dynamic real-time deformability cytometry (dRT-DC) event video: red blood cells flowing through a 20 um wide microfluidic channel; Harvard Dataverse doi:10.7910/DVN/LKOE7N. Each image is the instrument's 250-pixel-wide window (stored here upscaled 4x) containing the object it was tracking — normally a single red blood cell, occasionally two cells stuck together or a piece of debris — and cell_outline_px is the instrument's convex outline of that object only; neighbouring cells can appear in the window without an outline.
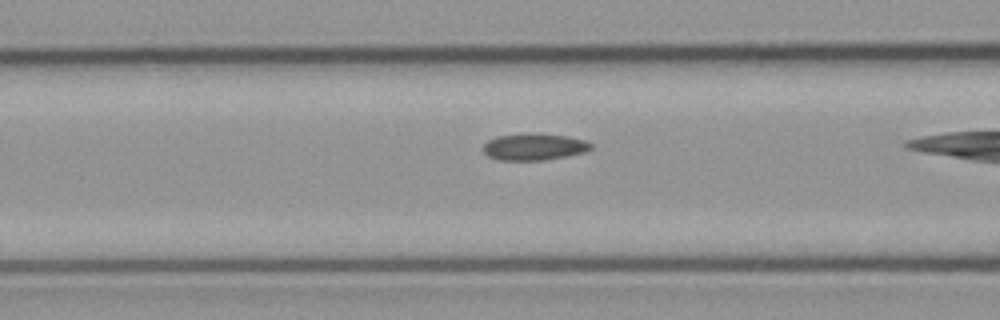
{"species": "common noctule bat (a hibernating species)", "species_latin": "Nyctalus noctula", "temperature_condition": "cold", "stored_images_in_passage": 35, "camera_frame_rate_fps": 3000, "um_per_image_px": 0.085, "animal": {"sex": "male", "body_mass_g": 23.1, "forearm_length_mm": 52.7}, "frame": {"image": 1, "passage_image": 14, "time_ms": 4.333, "image_size_px": [1000, 320], "cell_outline_px": [[592, 148], [584, 152], [544, 160], [496, 160], [488, 156], [484, 152], [484, 144], [488, 140], [496, 136], [540, 132], [568, 136], [584, 140], [592, 144]], "centroid_in_image_um": [45.39, 12.46], "position_along_channel_um": 121.2, "area_um2": 16.88}}
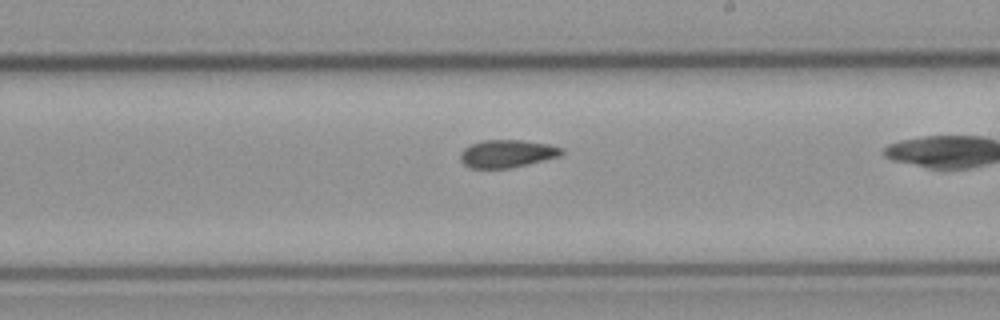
{"frame": {"image": 2, "passage_image": 24, "time_ms": 7.667, "image_size_px": [1000, 320], "cell_outline_px": [[564, 152], [560, 156], [528, 164], [508, 168], [468, 168], [460, 160], [460, 152], [464, 148], [480, 140], [520, 140], [548, 144], [564, 148]], "centroid_in_image_um": [43.09, 13.06], "position_along_channel_um": 245.9, "area_um2": 16.42}}
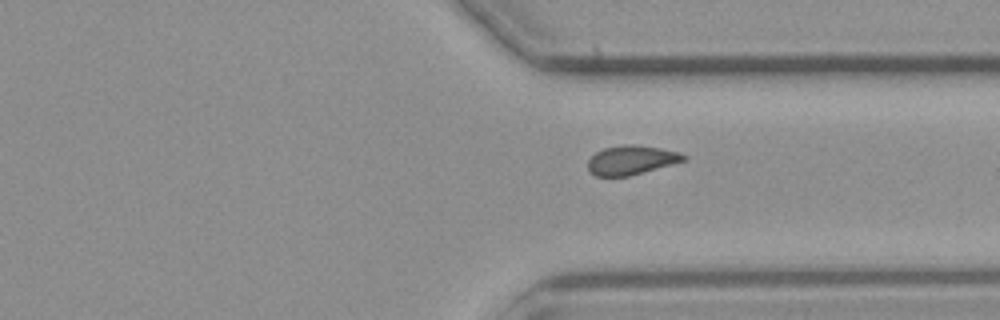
{"frame": {"image": 3, "passage_image": 33, "time_ms": 10.667, "image_size_px": [1000, 320], "cell_outline_px": [[688, 160], [628, 176], [596, 176], [588, 172], [588, 160], [596, 152], [604, 148], [624, 144], [632, 144], [660, 148], [680, 152], [688, 156]], "centroid_in_image_um": [53.68, 13.6], "position_along_channel_um": 357.7, "area_um2": 16.36}}